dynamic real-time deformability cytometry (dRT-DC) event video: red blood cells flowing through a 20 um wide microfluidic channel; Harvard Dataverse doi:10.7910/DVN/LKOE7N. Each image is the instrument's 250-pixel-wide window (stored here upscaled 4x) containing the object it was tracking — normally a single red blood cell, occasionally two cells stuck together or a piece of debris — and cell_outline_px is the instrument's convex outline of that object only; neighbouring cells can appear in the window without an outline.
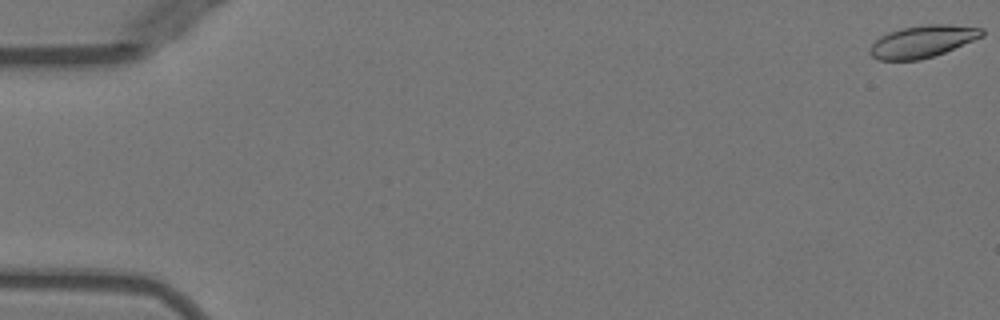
{"species": "Egyptian fruit bat (a non-hibernating species)", "species_latin": "Rousettus aegyptiacus", "temperature_condition": "warm", "stored_images_in_passage": 21, "camera_frame_rate_fps": 3000, "um_per_image_px": 0.085, "animal": {"sex": "female"}, "frame": {"image": 1, "passage_image": 1, "time_ms": 0.0, "image_size_px": [1000, 320], "cell_outline_px": [[984, 36], [944, 52], [920, 60], [880, 60], [872, 56], [868, 52], [868, 48], [880, 36], [888, 32], [900, 28], [928, 24], [948, 24], [984, 28]], "centroid_in_image_um": [78.4, 3.51], "position_along_channel_um": 6.6, "area_um2": 20.98}}